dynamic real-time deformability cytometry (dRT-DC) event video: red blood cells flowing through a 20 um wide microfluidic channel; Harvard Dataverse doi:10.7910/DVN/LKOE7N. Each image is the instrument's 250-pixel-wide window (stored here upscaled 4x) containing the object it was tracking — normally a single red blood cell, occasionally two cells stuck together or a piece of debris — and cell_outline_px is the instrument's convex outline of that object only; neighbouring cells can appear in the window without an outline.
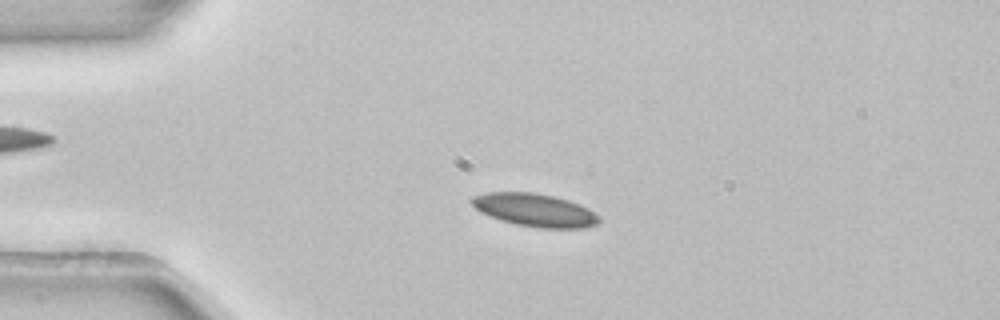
{"species": "common noctule bat (a hibernating species)", "species_latin": "Nyctalus noctula", "temperature_condition": "room temperature", "stored_images_in_passage": 52, "camera_frame_rate_fps": 3000, "um_per_image_px": 0.085, "animal": {"sex": "female", "body_mass_g": 22.7, "forearm_length_mm": 54.2}, "frame": {"image": 1, "passage_image": 12, "time_ms": 3.667, "image_size_px": [1000, 320], "cell_outline_px": [[600, 220], [596, 224], [584, 228], [536, 228], [516, 224], [500, 220], [480, 212], [472, 204], [472, 196], [484, 192], [536, 192], [568, 200], [580, 204], [588, 208], [600, 216]], "centroid_in_image_um": [45.46, 17.85], "position_along_channel_um": 39.5, "area_um2": 24.57}}
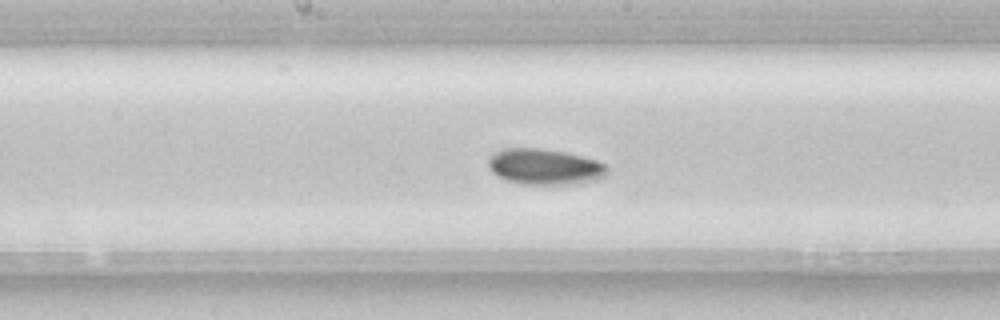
{"frame": {"image": 2, "passage_image": 27, "time_ms": 8.667, "image_size_px": [1000, 320], "cell_outline_px": [[608, 172], [604, 176], [596, 180], [584, 184], [520, 184], [508, 180], [492, 172], [488, 168], [488, 160], [496, 152], [504, 148], [540, 148], [564, 152], [596, 160], [604, 164], [608, 168]], "centroid_in_image_um": [46.32, 14.18], "position_along_channel_um": 201.9, "area_um2": 24.8}}
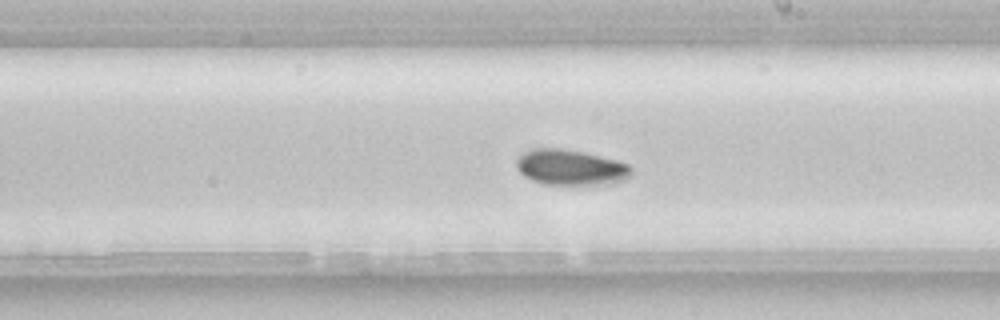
{"frame": {"image": 3, "passage_image": 30, "time_ms": 9.667, "image_size_px": [1000, 320], "cell_outline_px": [[632, 176], [624, 180], [612, 184], [544, 184], [532, 180], [524, 176], [516, 168], [516, 160], [524, 152], [532, 148], [560, 148], [584, 152], [616, 160], [628, 164], [632, 168]], "centroid_in_image_um": [48.52, 14.23], "position_along_channel_um": 240.5, "area_um2": 23.93}, "authors_computed_cell_mechanics": {"area_um2": 23.2934, "velocity_mm_per_s": 3.8714, "shape_relaxation_time_tau1_ms": 2.6947, "shape_relaxation_time_tau2_ms": null, "deformation_change_tau1": 0.0692, "deformation_change_tau2": null}}